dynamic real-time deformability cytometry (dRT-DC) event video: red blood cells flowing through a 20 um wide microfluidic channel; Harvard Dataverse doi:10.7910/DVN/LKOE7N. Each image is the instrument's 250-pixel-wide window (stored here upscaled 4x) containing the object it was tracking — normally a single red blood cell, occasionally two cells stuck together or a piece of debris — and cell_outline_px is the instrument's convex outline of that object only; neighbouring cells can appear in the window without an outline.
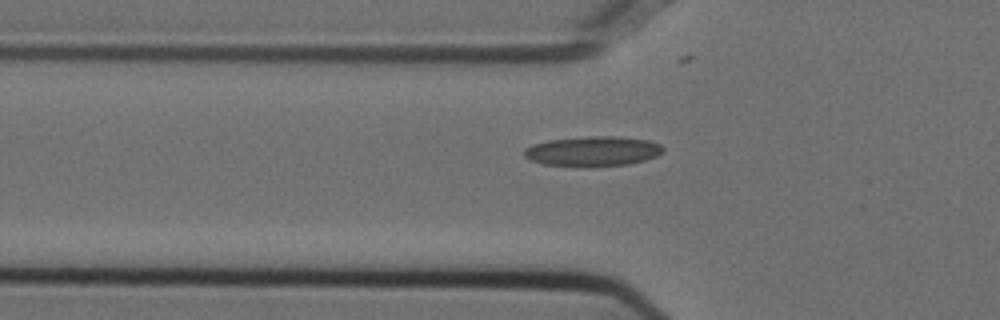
{"species": "Egyptian fruit bat (a non-hibernating species)", "species_latin": "Rousettus aegyptiacus", "temperature_condition": "cold", "stored_images_in_passage": 34, "camera_frame_rate_fps": 3000, "um_per_image_px": 0.085, "animal": {"sex": "female"}, "frame": {"image": 1, "passage_image": 3, "time_ms": 0.667, "image_size_px": [1000, 320], "cell_outline_px": [[664, 152], [656, 156], [644, 160], [628, 164], [588, 168], [544, 164], [528, 160], [524, 156], [524, 148], [532, 144], [548, 140], [592, 136], [616, 136], [648, 140], [660, 144], [664, 148]], "centroid_in_image_um": [50.37, 12.87], "position_along_channel_um": 75.4, "area_um2": 24.62}}
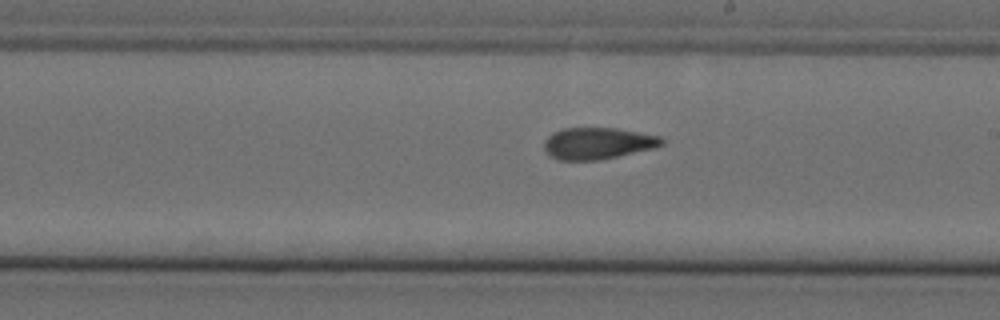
{"frame": {"image": 2, "passage_image": 16, "time_ms": 5.0, "image_size_px": [1000, 320], "cell_outline_px": [[664, 144], [652, 148], [600, 160], [560, 160], [552, 156], [544, 148], [544, 140], [552, 132], [564, 128], [616, 128], [660, 136], [664, 140]], "centroid_in_image_um": [50.79, 12.17], "position_along_channel_um": 238.2, "area_um2": 21.5}}
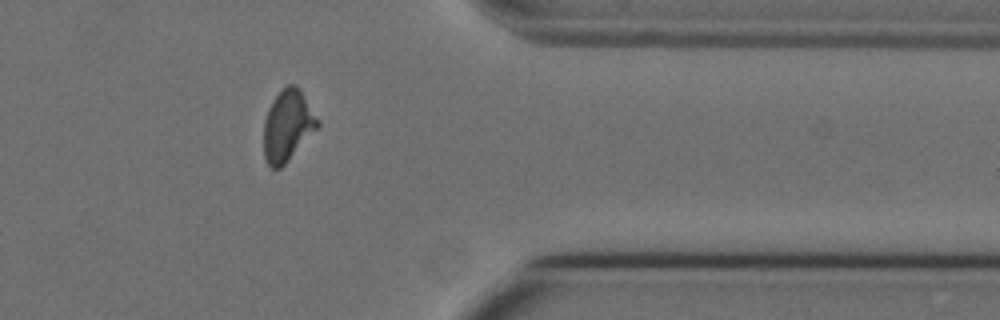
{"frame": {"image": 3, "passage_image": 29, "time_ms": 9.333, "image_size_px": [1000, 320], "cell_outline_px": [[320, 124], [288, 160], [280, 168], [272, 168], [268, 164], [264, 156], [264, 120], [268, 108], [272, 100], [288, 84], [296, 84], [300, 88], [320, 120]], "centroid_in_image_um": [24.45, 10.64], "position_along_channel_um": 387.0, "area_um2": 22.14}, "authors_computed_cell_mechanics": {"area_um2": 22.0796, "velocity_mm_per_s": 3.7322, "shape_relaxation_time_tau1_ms": null, "shape_relaxation_time_tau2_ms": 3.037, "deformation_change_tau1": null, "deformation_change_tau2": 0.1099}}